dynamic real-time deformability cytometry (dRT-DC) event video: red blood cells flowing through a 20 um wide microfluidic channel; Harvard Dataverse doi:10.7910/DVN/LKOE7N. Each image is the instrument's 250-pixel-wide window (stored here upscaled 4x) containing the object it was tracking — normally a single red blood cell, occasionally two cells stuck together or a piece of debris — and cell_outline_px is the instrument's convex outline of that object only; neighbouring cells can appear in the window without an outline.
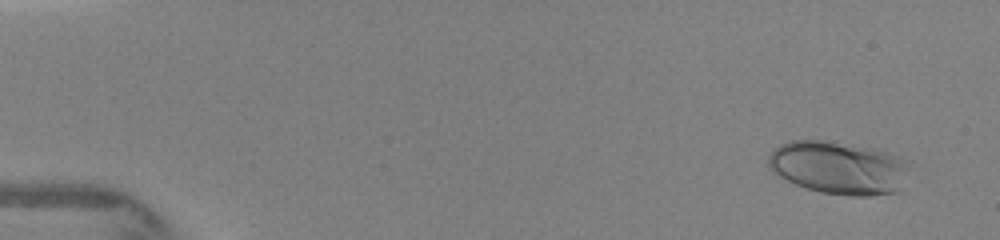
{"species": "human", "species_latin": "Homo sapiens", "temperature_condition": "warm", "stored_images_in_passage": 11, "camera_frame_rate_fps": 3000, "um_per_image_px": 0.085, "donor": {"sex": "female"}, "frame": {"image": 1, "passage_image": 2, "time_ms": 0.667, "image_size_px": [1000, 240], "cell_outline_px": [[912, 160], [900, 192], [872, 196], [848, 196], [820, 192], [796, 184], [772, 172], [768, 168], [768, 156], [780, 144], [792, 140], [824, 140], [852, 144], [876, 148]], "centroid_in_image_um": [71.36, 14.25], "position_along_channel_um": 13.6, "area_um2": 44.33}}